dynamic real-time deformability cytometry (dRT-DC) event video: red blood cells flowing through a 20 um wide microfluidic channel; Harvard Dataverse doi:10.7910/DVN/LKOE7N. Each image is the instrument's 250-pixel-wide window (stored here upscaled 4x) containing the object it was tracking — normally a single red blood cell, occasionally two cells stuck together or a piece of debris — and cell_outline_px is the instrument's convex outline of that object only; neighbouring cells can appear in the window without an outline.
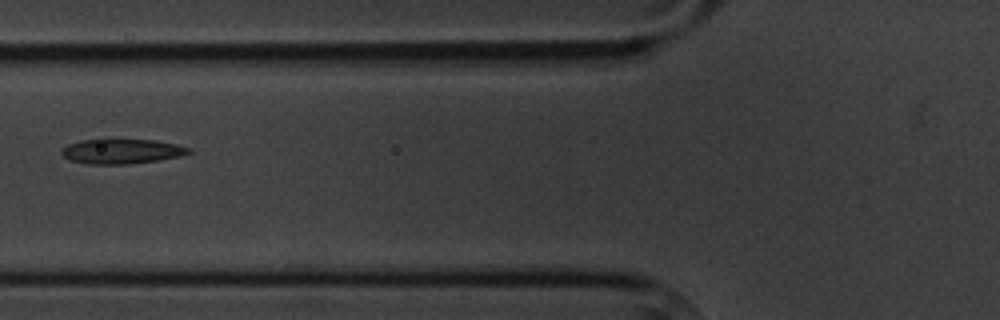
{"species": "common noctule bat (a hibernating species)", "species_latin": "Nyctalus noctula", "temperature_condition": "cold", "stored_images_in_passage": 7, "camera_frame_rate_fps": 3000, "um_per_image_px": 0.085, "animal": {"sex": "male", "body_mass_g": 20.1, "forearm_length_mm": 53.5}, "frame": {"image": 1, "passage_image": 7, "time_ms": 7.667, "image_size_px": [1000, 320], "cell_outline_px": [[192, 152], [180, 156], [160, 160], [132, 164], [88, 164], [72, 160], [64, 156], [60, 152], [68, 144], [80, 140], [156, 140], [176, 144], [188, 148]], "centroid_in_image_um": [10.37, 12.87], "position_along_channel_um": 115.4, "area_um2": 18.15}}